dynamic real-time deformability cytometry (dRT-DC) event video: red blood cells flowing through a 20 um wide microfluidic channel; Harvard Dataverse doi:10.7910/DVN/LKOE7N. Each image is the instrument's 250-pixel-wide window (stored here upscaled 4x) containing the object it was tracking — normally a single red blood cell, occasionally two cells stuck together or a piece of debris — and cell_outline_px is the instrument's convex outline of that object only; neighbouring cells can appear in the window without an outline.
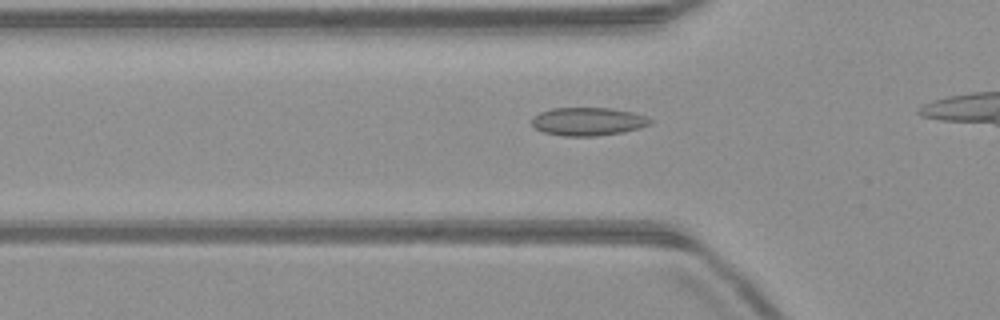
{"species": "common noctule bat (a hibernating species)", "species_latin": "Nyctalus noctula", "temperature_condition": "warm", "stored_images_in_passage": 31, "camera_frame_rate_fps": 3000, "um_per_image_px": 0.085, "animal": {"sex": "male", "body_mass_g": 23.1, "forearm_length_mm": 52.7}, "frame": {"image": 1, "passage_image": 7, "time_ms": 2.0, "image_size_px": [1000, 320], "cell_outline_px": [[652, 124], [640, 128], [624, 132], [596, 136], [560, 136], [544, 132], [536, 128], [532, 124], [532, 116], [540, 112], [552, 108], [612, 108], [632, 112], [648, 116], [652, 120]], "centroid_in_image_um": [50.01, 10.33], "position_along_channel_um": 75.8, "area_um2": 19.65}}
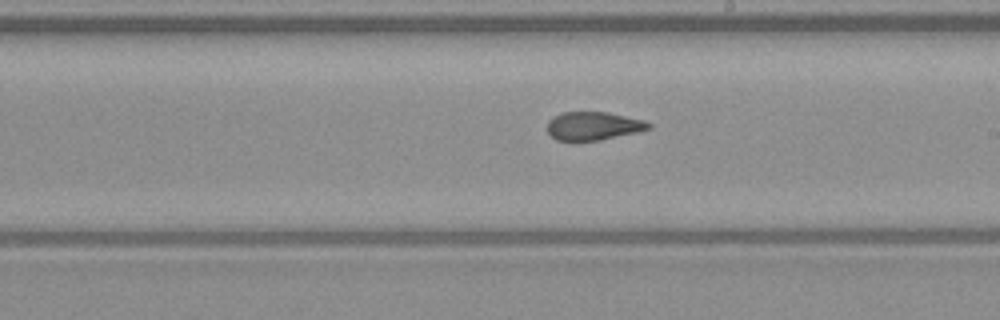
{"frame": {"image": 2, "passage_image": 19, "time_ms": 6.0, "image_size_px": [1000, 320], "cell_outline_px": [[652, 128], [636, 132], [600, 140], [556, 140], [548, 132], [548, 120], [564, 112], [608, 112], [644, 120], [652, 124]], "centroid_in_image_um": [50.46, 10.7], "position_along_channel_um": 238.5, "area_um2": 16.53}}
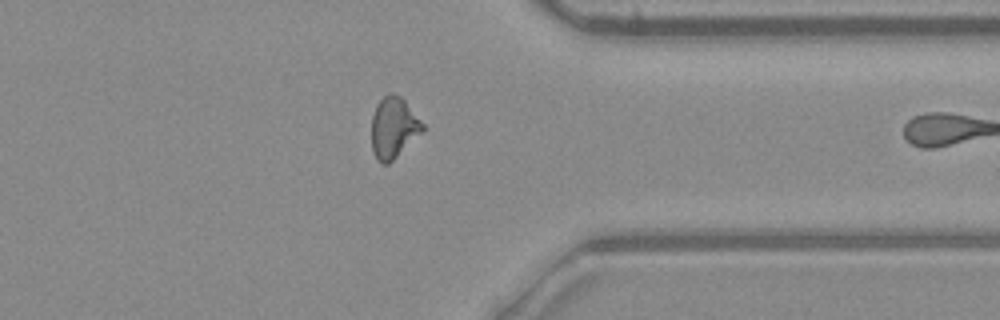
{"frame": {"image": 3, "passage_image": 30, "time_ms": 9.667, "image_size_px": [1000, 320], "cell_outline_px": [[424, 128], [388, 164], [380, 164], [376, 160], [372, 152], [372, 116], [376, 104], [388, 92], [392, 92], [400, 96], [404, 100], [424, 124]], "centroid_in_image_um": [33.4, 10.83], "position_along_channel_um": 378.0, "area_um2": 17.86}}